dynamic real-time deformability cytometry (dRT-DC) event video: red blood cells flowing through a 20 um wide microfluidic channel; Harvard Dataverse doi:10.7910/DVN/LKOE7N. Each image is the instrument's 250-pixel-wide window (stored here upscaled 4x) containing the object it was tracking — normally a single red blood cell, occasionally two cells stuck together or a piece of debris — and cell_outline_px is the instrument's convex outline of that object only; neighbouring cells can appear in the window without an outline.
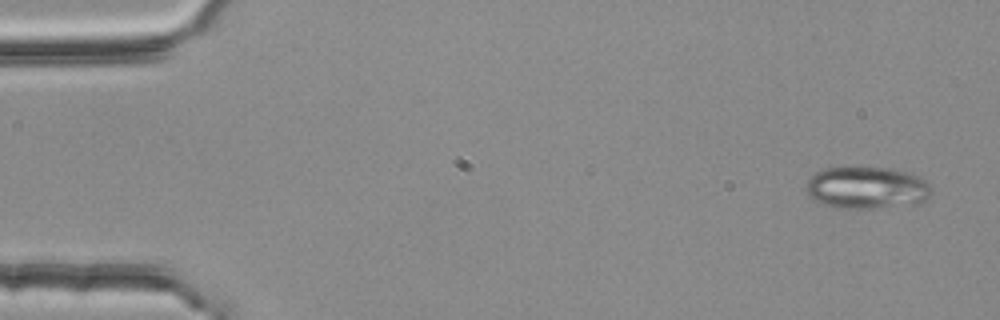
{"species": "common noctule bat (a hibernating species)", "species_latin": "Nyctalus noctula", "temperature_condition": "room temperature", "stored_images_in_passage": 4, "camera_frame_rate_fps": 3000, "um_per_image_px": 0.085, "animal": {"sex": "female", "body_mass_g": 25.1}, "frame": {"image": 1, "passage_image": 1, "time_ms": 0.0, "image_size_px": [1000, 320], "cell_outline_px": [[928, 196], [924, 200], [916, 204], [872, 208], [836, 208], [812, 200], [808, 196], [808, 180], [816, 172], [824, 168], [848, 164], [896, 168], [912, 172], [924, 180], [928, 184]], "centroid_in_image_um": [73.63, 15.9], "position_along_channel_um": 11.4, "area_um2": 31.56}}